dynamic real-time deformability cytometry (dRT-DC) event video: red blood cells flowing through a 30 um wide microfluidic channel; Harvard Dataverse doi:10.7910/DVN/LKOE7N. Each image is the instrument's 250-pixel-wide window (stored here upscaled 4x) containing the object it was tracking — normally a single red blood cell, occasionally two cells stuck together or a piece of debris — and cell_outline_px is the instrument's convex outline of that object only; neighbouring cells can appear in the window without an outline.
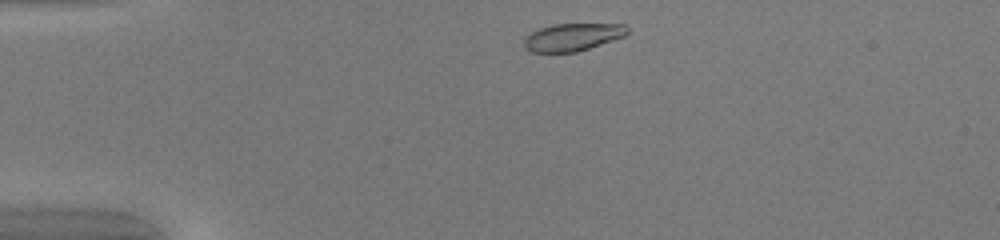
{"species": "common noctule bat (a hibernating species)", "species_latin": "Nyctalus noctula", "temperature_condition": "warm", "stored_images_in_passage": 40, "camera_frame_rate_fps": 3000, "um_per_image_px": 0.085, "animal": {"sex": "female", "body_mass_g": 20.0, "forearm_length_mm": 54.0}, "frame": {"image": 1, "passage_image": 1, "time_ms": 0.0, "image_size_px": [1000, 240], "cell_outline_px": [[628, 32], [624, 36], [576, 52], [532, 52], [524, 48], [524, 40], [532, 32], [540, 28], [552, 24], [624, 24], [628, 28]], "centroid_in_image_um": [48.65, 3.15], "position_along_channel_um": 36.3, "area_um2": 16.36}}
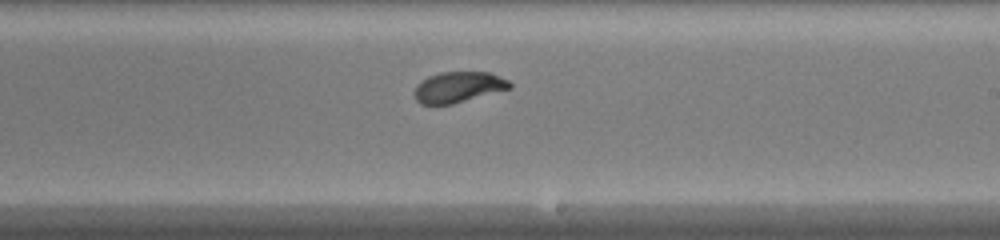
{"frame": {"image": 2, "passage_image": 20, "time_ms": 6.333, "image_size_px": [1000, 240], "cell_outline_px": [[512, 88], [452, 104], [420, 104], [416, 100], [412, 92], [416, 84], [420, 80], [428, 76], [440, 72], [488, 72], [508, 80], [512, 84]], "centroid_in_image_um": [38.91, 7.4], "position_along_channel_um": 250.1, "area_um2": 17.22}}
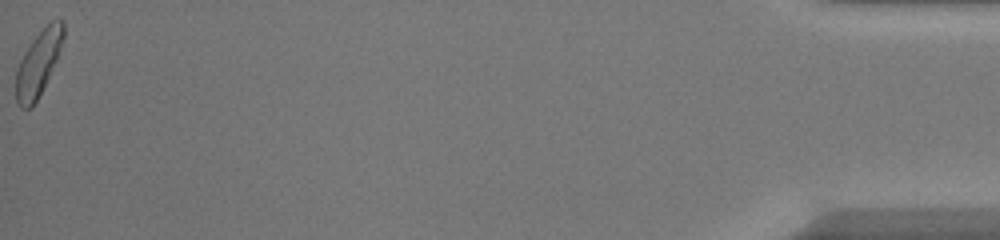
{"frame": {"image": 3, "passage_image": 40, "time_ms": 13.0, "image_size_px": [1000, 240], "cell_outline_px": [[64, 36], [56, 60], [36, 100], [28, 108], [20, 108], [16, 104], [16, 68], [24, 52], [32, 40], [52, 20], [64, 20]], "centroid_in_image_um": [3.23, 5.36], "position_along_channel_um": 432.0, "area_um2": 17.46}, "authors_computed_cell_mechanics": {"area_um2": 17.5134, "velocity_mm_per_s": 4.1626, "shape_relaxation_time_tau1_ms": 4.36, "shape_relaxation_time_tau2_ms": null, "deformation_change_tau1": 0.167, "deformation_change_tau2": null}}